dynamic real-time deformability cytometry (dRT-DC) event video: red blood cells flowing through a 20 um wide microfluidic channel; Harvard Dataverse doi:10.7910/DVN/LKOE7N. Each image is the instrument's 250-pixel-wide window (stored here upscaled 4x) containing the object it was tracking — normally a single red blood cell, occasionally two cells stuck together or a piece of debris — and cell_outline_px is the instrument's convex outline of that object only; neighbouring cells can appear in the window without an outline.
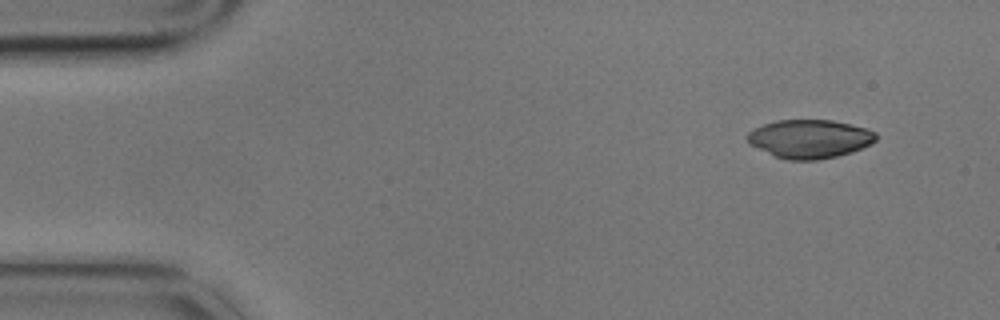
{"species": "common noctule bat (a hibernating species)", "species_latin": "Nyctalus noctula", "temperature_condition": "cold", "stored_images_in_passage": 5, "camera_frame_rate_fps": 3000, "um_per_image_px": 0.085, "animal": {"sex": "male", "body_mass_g": 17.9}, "frame": {"image": 1, "passage_image": 1, "time_ms": 0.0, "image_size_px": [1000, 320], "cell_outline_px": [[876, 140], [852, 152], [836, 156], [816, 160], [788, 160], [772, 156], [748, 144], [744, 136], [748, 132], [764, 124], [776, 120], [832, 120], [868, 128], [876, 132]], "centroid_in_image_um": [68.77, 11.8], "position_along_channel_um": 16.2, "area_um2": 29.07}}